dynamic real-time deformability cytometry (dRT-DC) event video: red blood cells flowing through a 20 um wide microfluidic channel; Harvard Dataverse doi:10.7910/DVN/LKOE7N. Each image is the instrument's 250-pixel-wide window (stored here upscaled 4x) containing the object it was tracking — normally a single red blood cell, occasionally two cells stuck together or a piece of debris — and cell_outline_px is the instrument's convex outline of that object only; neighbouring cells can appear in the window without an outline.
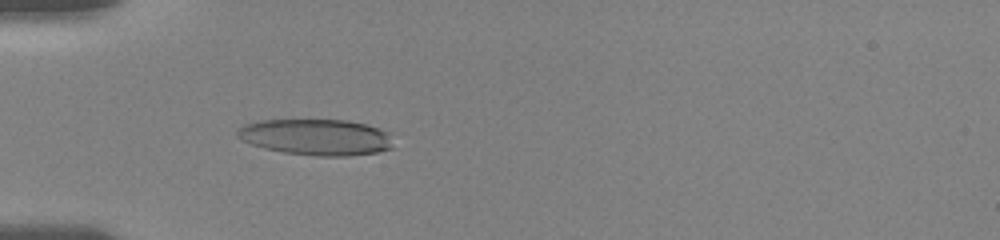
{"species": "human", "species_latin": "Homo sapiens", "temperature_condition": "room temperature", "stored_images_in_passage": 22, "camera_frame_rate_fps": 3000, "um_per_image_px": 0.085, "donor": {"sex": "female"}, "frame": {"image": 1, "passage_image": 21, "time_ms": 5.667, "image_size_px": [1000, 240], "cell_outline_px": [[392, 148], [376, 152], [348, 156], [316, 156], [284, 152], [264, 148], [240, 140], [236, 136], [236, 132], [244, 124], [260, 120], [348, 120], [368, 124], [388, 132]], "centroid_in_image_um": [26.85, 11.65], "position_along_channel_um": 58.2, "area_um2": 32.83}}